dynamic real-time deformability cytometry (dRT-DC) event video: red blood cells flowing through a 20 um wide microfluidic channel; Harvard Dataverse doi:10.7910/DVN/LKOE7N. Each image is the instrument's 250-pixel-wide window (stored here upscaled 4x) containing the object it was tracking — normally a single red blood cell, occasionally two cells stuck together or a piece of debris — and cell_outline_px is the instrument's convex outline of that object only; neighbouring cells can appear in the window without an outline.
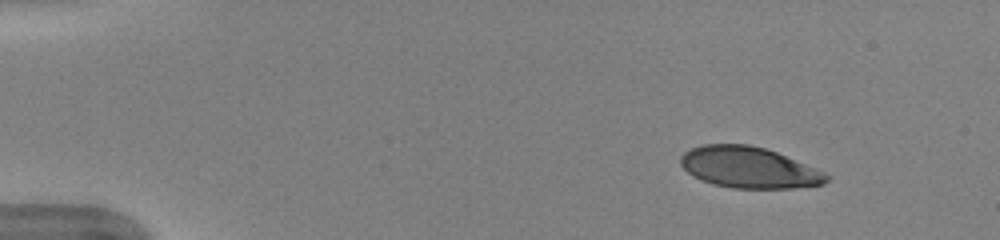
{"species": "human", "species_latin": "Homo sapiens", "temperature_condition": "warm", "stored_images_in_passage": 45, "camera_frame_rate_fps": 3000, "um_per_image_px": 0.085, "donor": {"sex": "female"}, "frame": {"image": 1, "passage_image": 1, "time_ms": 0.0, "image_size_px": [1000, 240], "cell_outline_px": [[828, 180], [824, 184], [792, 188], [732, 188], [712, 184], [700, 180], [692, 176], [680, 164], [680, 156], [684, 152], [692, 148], [704, 144], [748, 144], [764, 148], [776, 152], [816, 168], [824, 172], [828, 176]], "centroid_in_image_um": [63.63, 14.24], "position_along_channel_um": 21.4, "area_um2": 34.91}}
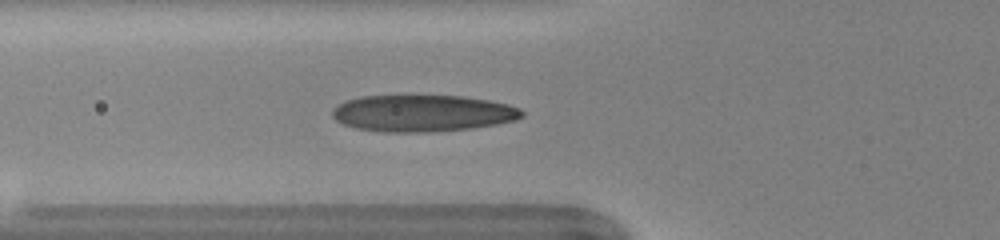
{"frame": {"image": 2, "passage_image": 14, "time_ms": 4.333, "image_size_px": [1000, 240], "cell_outline_px": [[524, 116], [516, 120], [496, 124], [472, 128], [432, 132], [384, 132], [356, 128], [344, 124], [336, 120], [332, 116], [332, 108], [344, 100], [360, 96], [460, 96], [488, 100], [508, 104], [520, 108], [524, 112]], "centroid_in_image_um": [35.91, 9.63], "position_along_channel_um": 89.9, "area_um2": 40.69}}
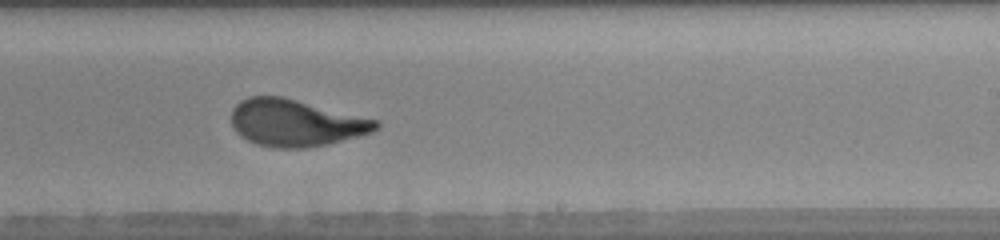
{"frame": {"image": 3, "passage_image": 27, "time_ms": 8.667, "image_size_px": [1000, 240], "cell_outline_px": [[380, 128], [372, 132], [360, 136], [328, 144], [304, 148], [272, 148], [256, 144], [240, 136], [236, 132], [232, 124], [232, 108], [240, 100], [248, 96], [280, 96], [380, 120]], "centroid_in_image_um": [25.15, 10.45], "position_along_channel_um": 263.9, "area_um2": 39.77}, "authors_computed_cell_mechanics": {"area_um2": 39.3618, "velocity_mm_per_s": 3.9948, "shape_relaxation_time_tau1_ms": 3.4808, "shape_relaxation_time_tau2_ms": null, "deformation_change_tau1": 0.1955, "deformation_change_tau2": null}}